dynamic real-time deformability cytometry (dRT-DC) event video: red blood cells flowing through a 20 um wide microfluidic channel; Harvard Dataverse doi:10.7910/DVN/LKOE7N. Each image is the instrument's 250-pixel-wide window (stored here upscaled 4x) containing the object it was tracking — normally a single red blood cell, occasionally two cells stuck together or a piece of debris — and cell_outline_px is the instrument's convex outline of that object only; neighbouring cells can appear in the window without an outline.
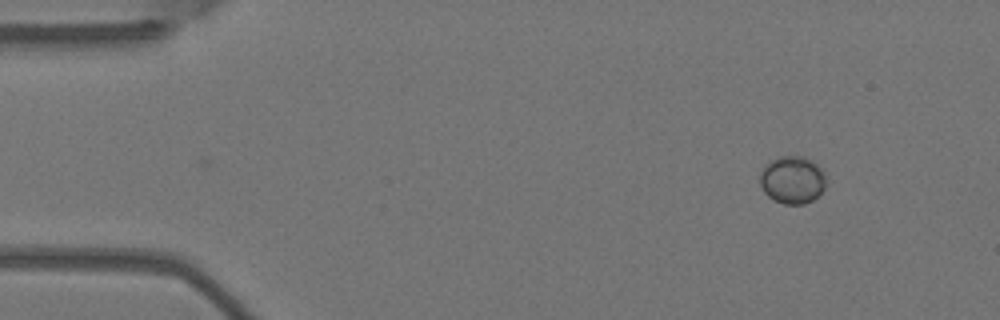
{"species": "Egyptian fruit bat (a non-hibernating species)", "species_latin": "Rousettus aegyptiacus", "temperature_condition": "warm", "stored_images_in_passage": 2, "camera_frame_rate_fps": 3000, "um_per_image_px": 0.085, "animal": {"sex": "female"}, "frame": {"image": 1, "passage_image": 2, "time_ms": 0.333, "image_size_px": [1000, 320], "cell_outline_px": [[824, 188], [812, 200], [804, 204], [784, 204], [768, 196], [764, 192], [760, 184], [760, 172], [764, 164], [780, 156], [804, 156], [812, 160], [824, 172]], "centroid_in_image_um": [67.32, 15.27], "position_along_channel_um": 17.7, "area_um2": 18.21}}